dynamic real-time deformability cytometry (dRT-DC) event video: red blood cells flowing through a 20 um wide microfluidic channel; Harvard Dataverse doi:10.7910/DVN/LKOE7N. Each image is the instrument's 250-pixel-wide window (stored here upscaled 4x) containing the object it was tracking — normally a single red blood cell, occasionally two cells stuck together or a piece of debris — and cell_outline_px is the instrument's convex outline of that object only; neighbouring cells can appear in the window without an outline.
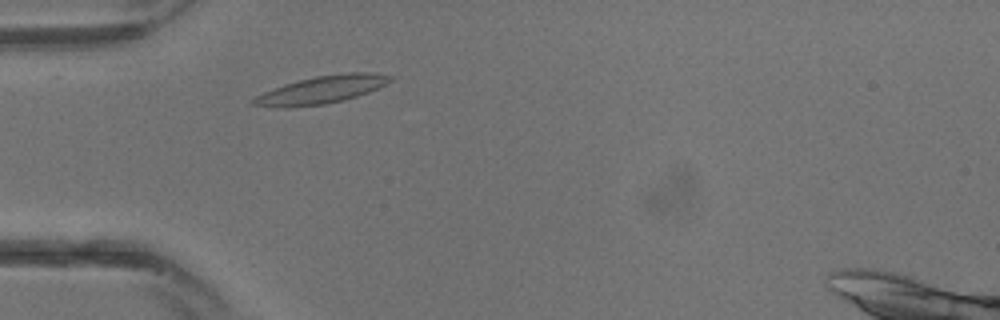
{"species": "common noctule bat (a hibernating species)", "species_latin": "Nyctalus noctula", "temperature_condition": "warm", "stored_images_in_passage": 25, "camera_frame_rate_fps": 3000, "um_per_image_px": 0.085, "animal": {"sex": "male", "body_mass_g": 13.3}, "frame": {"image": 1, "passage_image": 4, "time_ms": 1.0, "image_size_px": [1000, 320], "cell_outline_px": [[396, 76], [392, 80], [368, 92], [344, 100], [324, 104], [288, 108], [280, 108], [248, 104], [256, 96], [264, 92], [284, 84], [316, 76], [344, 72], [372, 72]], "centroid_in_image_um": [27.33, 7.63], "position_along_channel_um": 57.7, "area_um2": 22.08}}
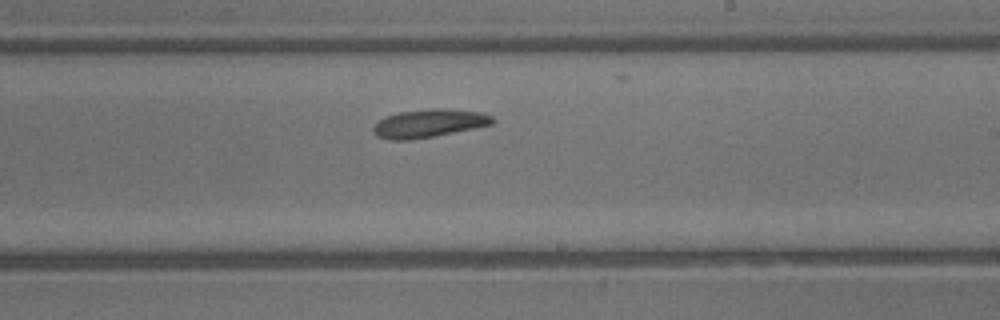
{"frame": {"image": 2, "passage_image": 13, "time_ms": 4.0, "image_size_px": [1000, 320], "cell_outline_px": [[496, 120], [492, 124], [476, 128], [412, 140], [388, 140], [376, 136], [372, 132], [372, 128], [384, 116], [400, 112], [432, 108], [444, 108], [480, 112], [492, 116]], "centroid_in_image_um": [36.44, 10.49], "position_along_channel_um": 252.6, "area_um2": 19.71}}
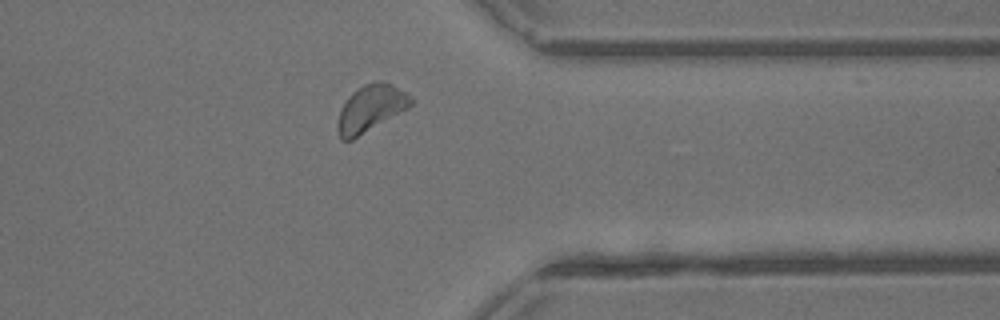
{"frame": {"image": 3, "passage_image": 19, "time_ms": 6.0, "image_size_px": [1000, 320], "cell_outline_px": [[412, 104], [408, 108], [352, 140], [340, 140], [336, 128], [336, 124], [340, 108], [348, 96], [356, 88], [364, 84], [376, 80], [388, 84], [404, 92], [412, 100]], "centroid_in_image_um": [31.42, 9.24], "position_along_channel_um": 380.0, "area_um2": 19.77}}